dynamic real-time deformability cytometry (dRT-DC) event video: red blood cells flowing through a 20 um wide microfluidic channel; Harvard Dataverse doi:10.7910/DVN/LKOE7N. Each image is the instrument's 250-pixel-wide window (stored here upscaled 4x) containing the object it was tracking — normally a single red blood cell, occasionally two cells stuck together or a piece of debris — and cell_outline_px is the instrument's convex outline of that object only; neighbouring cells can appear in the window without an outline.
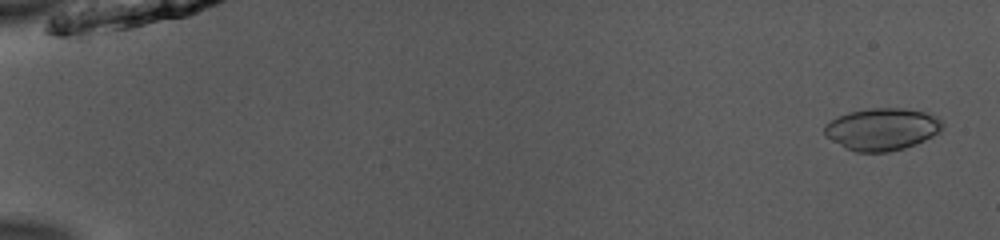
{"species": "common noctule bat (a hibernating species)", "species_latin": "Nyctalus noctula", "temperature_condition": "room temperature", "stored_images_in_passage": 51, "camera_frame_rate_fps": 3000, "um_per_image_px": 0.085, "animal": {"sex": "male", "body_mass_g": 13.0, "forearm_length_mm": 53.1}, "frame": {"image": 1, "passage_image": 2, "time_ms": 0.333, "image_size_px": [1000, 240], "cell_outline_px": [[944, 128], [932, 136], [924, 140], [904, 148], [888, 152], [856, 152], [824, 136], [824, 128], [832, 120], [848, 112], [872, 108], [904, 108], [928, 112], [936, 116], [944, 124]], "centroid_in_image_um": [75.01, 10.97], "position_along_channel_um": 10.0, "area_um2": 28.78}}
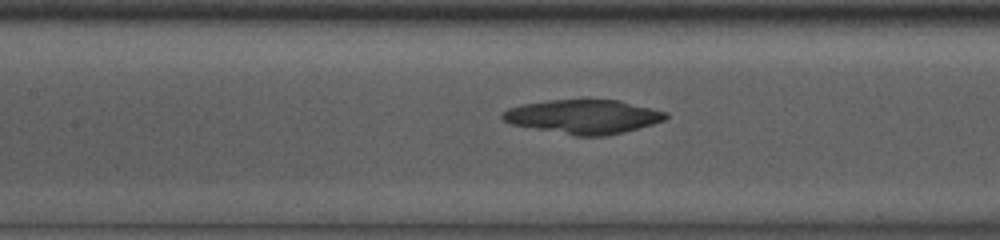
{"frame": {"image": 2, "passage_image": 25, "time_ms": 8.0, "image_size_px": [1000, 240], "cell_outline_px": [[668, 116], [664, 120], [652, 124], [624, 132], [604, 136], [576, 136], [512, 124], [504, 120], [500, 116], [500, 112], [508, 108], [520, 104], [548, 100], [620, 100], [668, 112]], "centroid_in_image_um": [49.57, 9.91], "position_along_channel_um": 157.8, "area_um2": 32.37}}
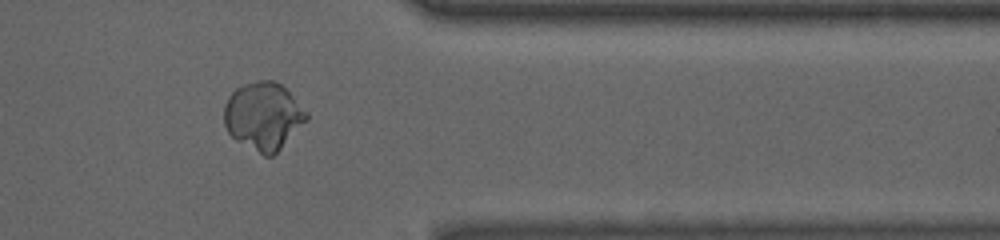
{"frame": {"image": 3, "passage_image": 43, "time_ms": 14.0, "image_size_px": [1000, 240], "cell_outline_px": [[308, 120], [272, 156], [264, 156], [236, 140], [228, 132], [224, 124], [224, 104], [228, 96], [236, 88], [244, 84], [256, 80], [276, 80], [308, 112]], "centroid_in_image_um": [22.37, 9.85], "position_along_channel_um": 389.0, "area_um2": 32.37}}